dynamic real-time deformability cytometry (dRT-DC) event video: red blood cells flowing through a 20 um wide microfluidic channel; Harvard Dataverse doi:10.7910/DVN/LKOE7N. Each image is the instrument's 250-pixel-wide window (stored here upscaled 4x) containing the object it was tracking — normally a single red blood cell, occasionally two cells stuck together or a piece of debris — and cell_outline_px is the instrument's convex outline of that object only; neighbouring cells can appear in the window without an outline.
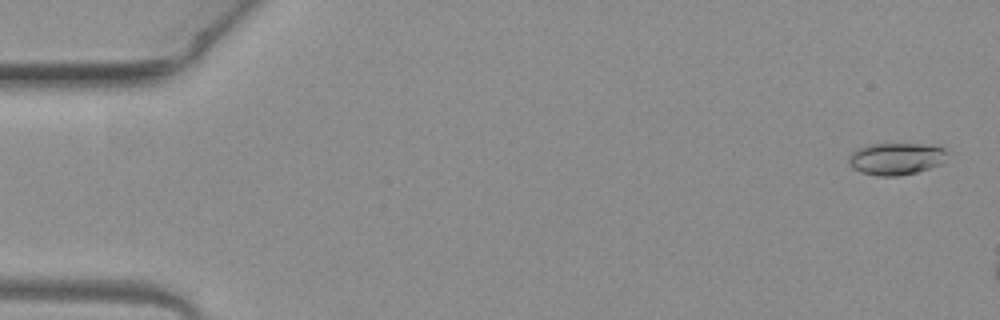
{"species": "common noctule bat (a hibernating species)", "species_latin": "Nyctalus noctula", "temperature_condition": "warm", "stored_images_in_passage": 8, "camera_frame_rate_fps": 3000, "um_per_image_px": 0.085, "animal": {"sex": "female", "body_mass_g": 19.3, "forearm_length_mm": 54.1}, "frame": {"image": 1, "passage_image": 2, "time_ms": 0.333, "image_size_px": [1000, 320], "cell_outline_px": [[948, 152], [940, 164], [916, 172], [896, 176], [880, 176], [860, 172], [852, 168], [848, 160], [848, 156], [856, 148], [868, 144], [940, 144]], "centroid_in_image_um": [76.15, 13.47], "position_along_channel_um": 8.8, "area_um2": 18.55}}